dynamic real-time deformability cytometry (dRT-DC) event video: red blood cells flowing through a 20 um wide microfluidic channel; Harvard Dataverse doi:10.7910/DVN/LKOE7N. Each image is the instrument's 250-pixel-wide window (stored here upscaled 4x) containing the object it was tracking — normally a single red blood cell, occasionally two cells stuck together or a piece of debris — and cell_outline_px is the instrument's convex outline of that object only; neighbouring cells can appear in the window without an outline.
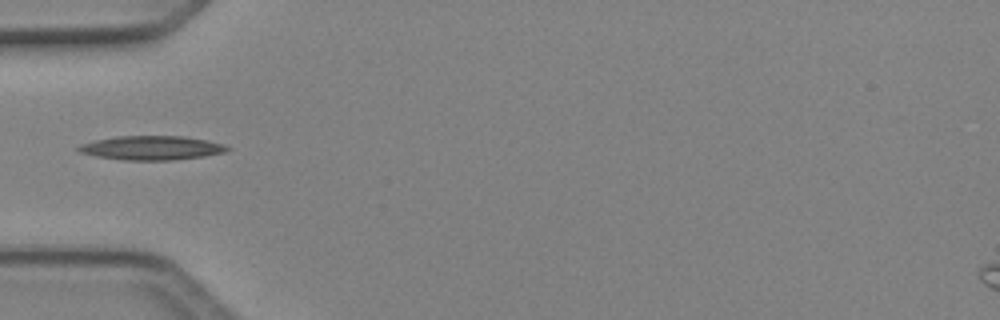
{"species": "Egyptian fruit bat (a non-hibernating species)", "species_latin": "Rousettus aegyptiacus", "temperature_condition": "cold", "stored_images_in_passage": 3, "camera_frame_rate_fps": 3000, "um_per_image_px": 0.085, "animal": {"sex": "female"}, "frame": {"image": 1, "passage_image": 3, "time_ms": 0.667, "image_size_px": [1000, 320], "cell_outline_px": [[232, 148], [224, 152], [204, 156], [172, 160], [124, 160], [96, 156], [80, 152], [76, 148], [80, 144], [96, 140], [116, 136], [184, 136], [208, 140], [224, 144]], "centroid_in_image_um": [12.91, 12.56], "position_along_channel_um": 72.1, "area_um2": 20.87}}